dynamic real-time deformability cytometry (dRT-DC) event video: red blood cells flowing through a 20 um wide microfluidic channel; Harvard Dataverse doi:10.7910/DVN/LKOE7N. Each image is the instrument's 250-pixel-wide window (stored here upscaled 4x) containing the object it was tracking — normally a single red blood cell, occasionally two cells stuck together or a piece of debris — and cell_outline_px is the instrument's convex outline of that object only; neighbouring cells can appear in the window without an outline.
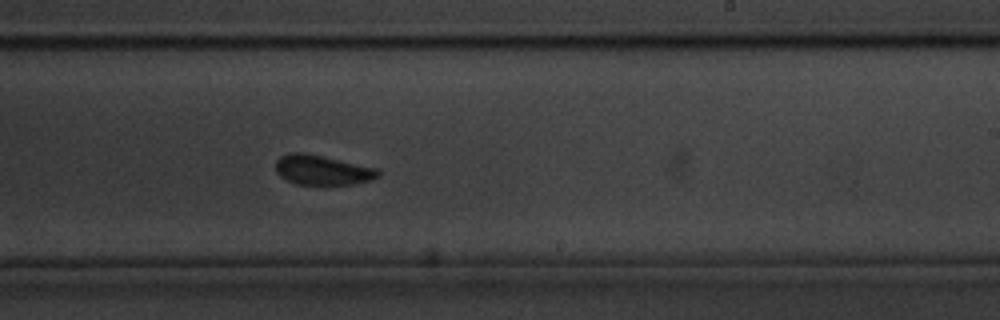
{"species": "common noctule bat (a hibernating species)", "species_latin": "Nyctalus noctula", "temperature_condition": "cold", "stored_images_in_passage": 36, "camera_frame_rate_fps": 3000, "um_per_image_px": 0.085, "animal": {"sex": "male", "body_mass_g": 20.1, "forearm_length_mm": 53.5}, "frame": {"image": 1, "passage_image": 21, "time_ms": 6.667, "image_size_px": [1000, 320], "cell_outline_px": [[380, 176], [372, 180], [356, 184], [324, 188], [296, 184], [280, 176], [276, 172], [276, 160], [280, 156], [288, 152], [308, 152], [380, 168]], "centroid_in_image_um": [27.45, 14.49], "position_along_channel_um": 261.5, "area_um2": 19.13}, "authors_computed_cell_mechanics": {"area_um2": 18.6694, "velocity_mm_per_s": 3.5108, "shape_relaxation_time_tau1_ms": 6.6839, "shape_relaxation_time_tau2_ms": null, "deformation_change_tau1": 0.2206, "deformation_change_tau2": null}}